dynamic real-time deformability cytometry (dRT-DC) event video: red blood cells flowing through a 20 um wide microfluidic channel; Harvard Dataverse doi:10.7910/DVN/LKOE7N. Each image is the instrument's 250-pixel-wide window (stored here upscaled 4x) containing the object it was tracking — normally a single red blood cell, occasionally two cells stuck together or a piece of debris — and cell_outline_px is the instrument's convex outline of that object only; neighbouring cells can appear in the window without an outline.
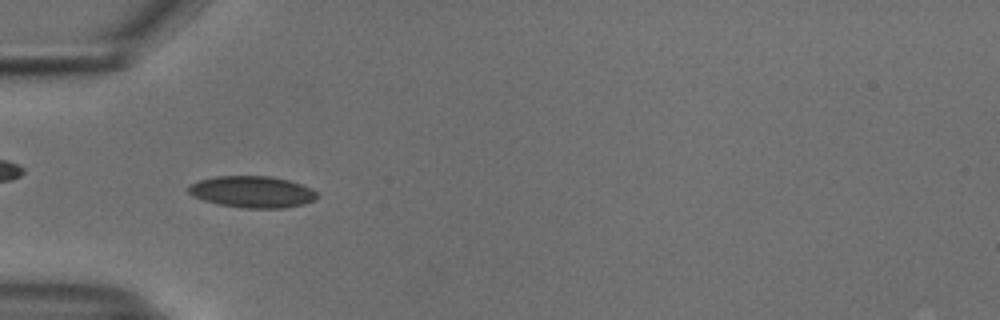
{"species": "common noctule bat (a hibernating species)", "species_latin": "Nyctalus noctula", "temperature_condition": "cold", "stored_images_in_passage": 54, "camera_frame_rate_fps": 3000, "um_per_image_px": 0.085, "animal": {"sex": "male", "body_mass_g": 18.8}, "frame": {"image": 1, "passage_image": 17, "time_ms": 5.333, "image_size_px": [1000, 320], "cell_outline_px": [[320, 196], [316, 200], [304, 204], [284, 208], [244, 208], [220, 204], [204, 200], [192, 196], [188, 192], [188, 184], [200, 180], [216, 176], [268, 176], [288, 180], [312, 188]], "centroid_in_image_um": [21.46, 16.31], "position_along_channel_um": 63.5, "area_um2": 23.76}}
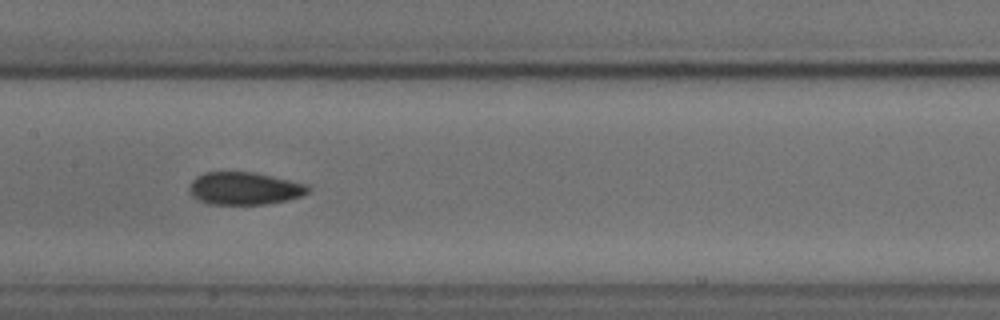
{"frame": {"image": 2, "passage_image": 27, "time_ms": 8.667, "image_size_px": [1000, 320], "cell_outline_px": [[312, 192], [304, 196], [288, 200], [264, 204], [208, 204], [192, 196], [188, 192], [188, 188], [192, 180], [196, 176], [204, 172], [256, 172], [312, 184]], "centroid_in_image_um": [20.87, 16.0], "position_along_channel_um": 186.5, "area_um2": 23.24}}
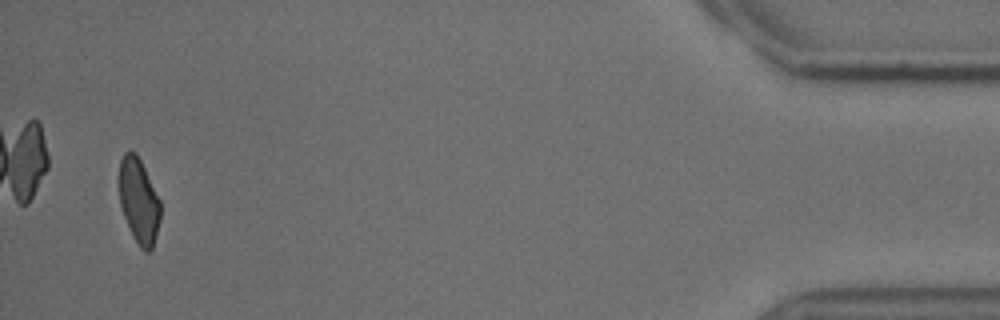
{"frame": {"image": 3, "passage_image": 52, "time_ms": 17.0, "image_size_px": [1000, 320], "cell_outline_px": [[160, 220], [152, 248], [148, 252], [144, 252], [140, 248], [120, 208], [116, 180], [120, 160], [124, 152], [136, 152], [160, 200]], "centroid_in_image_um": [11.75, 17.03], "position_along_channel_um": 423.5, "area_um2": 20.69}, "authors_computed_cell_mechanics": {"area_um2": 22.2241, "velocity_mm_per_s": 3.746, "shape_relaxation_time_tau1_ms": 9.728, "shape_relaxation_time_tau2_ms": 1.829, "deformation_change_tau1": 0.1488, "deformation_change_tau2": 0.061}}